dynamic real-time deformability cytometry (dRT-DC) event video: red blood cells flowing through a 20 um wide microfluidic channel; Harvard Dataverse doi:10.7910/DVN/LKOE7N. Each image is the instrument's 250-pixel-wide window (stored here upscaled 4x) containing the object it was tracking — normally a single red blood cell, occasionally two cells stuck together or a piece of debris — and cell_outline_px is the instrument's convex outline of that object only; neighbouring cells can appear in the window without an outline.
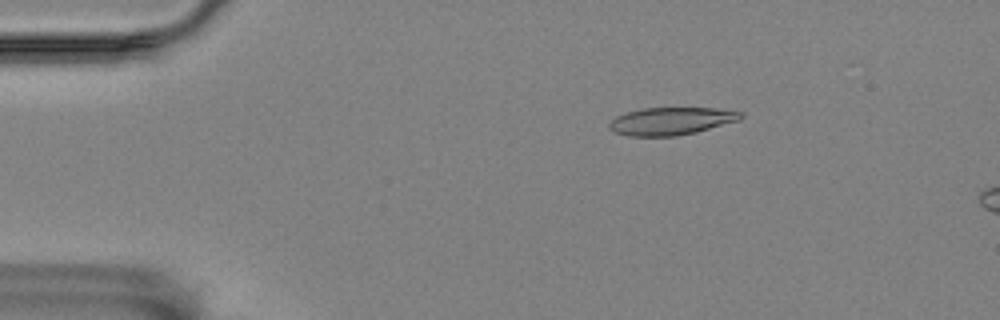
{"species": "Egyptian fruit bat (a non-hibernating species)", "species_latin": "Rousettus aegyptiacus", "temperature_condition": "room temperature", "stored_images_in_passage": 50, "camera_frame_rate_fps": 3000, "um_per_image_px": 0.085, "animal": {"sex": "female"}, "frame": {"image": 1, "passage_image": 10, "time_ms": 3.0, "image_size_px": [1000, 320], "cell_outline_px": [[744, 116], [740, 120], [696, 132], [676, 136], [628, 136], [616, 132], [608, 128], [608, 124], [616, 116], [640, 108], [716, 108], [744, 112]], "centroid_in_image_um": [57.07, 10.29], "position_along_channel_um": 27.9, "area_um2": 21.21}}
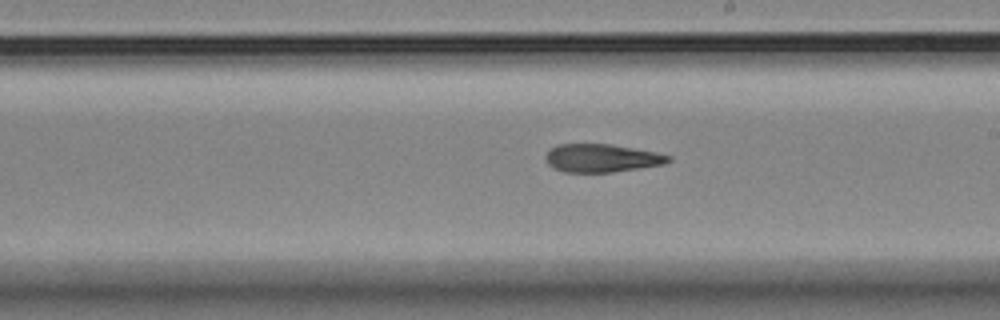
{"frame": {"image": 2, "passage_image": 33, "time_ms": 10.667, "image_size_px": [1000, 320], "cell_outline_px": [[672, 160], [664, 164], [640, 168], [612, 172], [564, 172], [552, 168], [548, 164], [544, 156], [556, 144], [612, 144], [656, 152], [672, 156]], "centroid_in_image_um": [51.15, 13.44], "position_along_channel_um": 237.9, "area_um2": 20.23}}
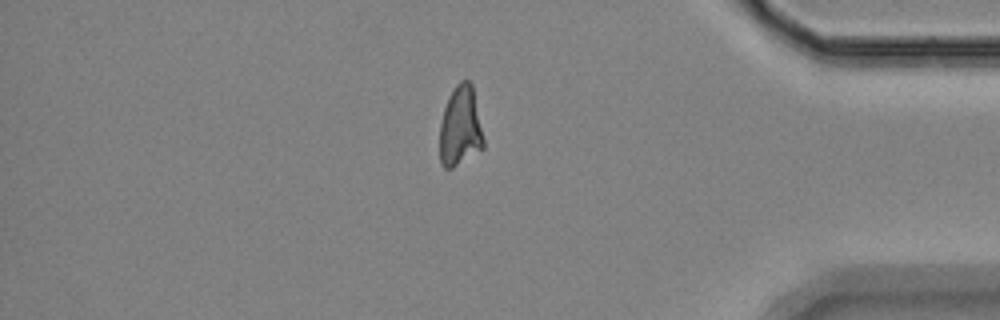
{"frame": {"image": 3, "passage_image": 49, "time_ms": 16.0, "image_size_px": [1000, 320], "cell_outline_px": [[484, 148], [452, 168], [444, 168], [440, 164], [440, 124], [444, 108], [448, 96], [456, 84], [460, 80], [468, 80], [472, 84], [484, 140]], "centroid_in_image_um": [39.12, 10.76], "position_along_channel_um": 396.1, "area_um2": 20.46}}